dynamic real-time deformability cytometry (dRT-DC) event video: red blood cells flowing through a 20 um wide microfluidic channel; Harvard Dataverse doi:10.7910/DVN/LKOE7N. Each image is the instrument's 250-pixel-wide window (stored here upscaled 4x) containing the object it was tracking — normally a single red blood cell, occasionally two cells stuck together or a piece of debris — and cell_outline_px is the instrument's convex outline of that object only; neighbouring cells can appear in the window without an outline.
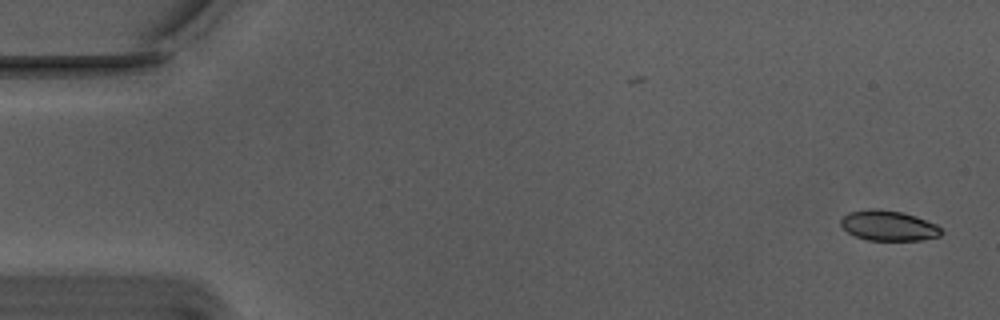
{"species": "Egyptian fruit bat (a non-hibernating species)", "species_latin": "Rousettus aegyptiacus", "temperature_condition": "warm", "stored_images_in_passage": 55, "segment_of_instrument_passage": [1, 2], "camera_frame_rate_fps": 3000, "um_per_image_px": 0.085, "animal": {"sex": "male"}, "frame": {"image": 1, "passage_image": 1, "time_ms": 0.0, "image_size_px": [1000, 320], "cell_outline_px": [[944, 232], [940, 236], [920, 240], [868, 240], [856, 236], [848, 232], [840, 224], [840, 220], [848, 212], [868, 208], [876, 208], [900, 212], [916, 216], [936, 224]], "centroid_in_image_um": [75.52, 19.17], "position_along_channel_um": 9.5, "area_um2": 17.69}}
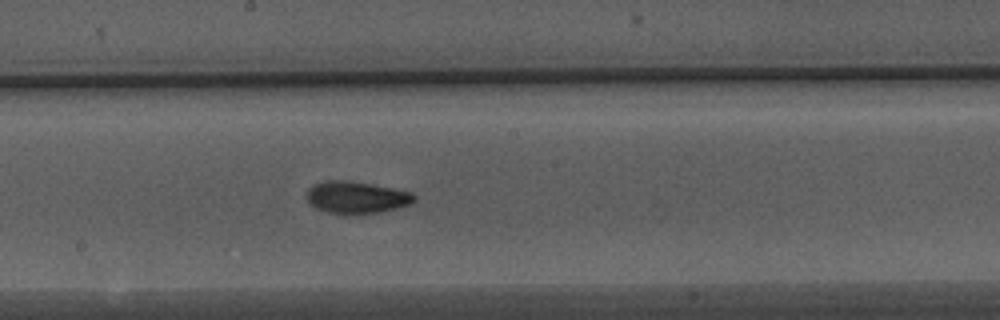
{"frame": {"image": 2, "passage_image": 29, "time_ms": 9.333, "image_size_px": [1000, 320], "cell_outline_px": [[416, 200], [400, 208], [376, 212], [344, 216], [328, 212], [316, 208], [308, 200], [308, 188], [312, 184], [324, 180], [348, 180], [372, 184], [412, 192], [416, 196]], "centroid_in_image_um": [30.29, 16.78], "position_along_channel_um": 217.9, "area_um2": 20.35}}
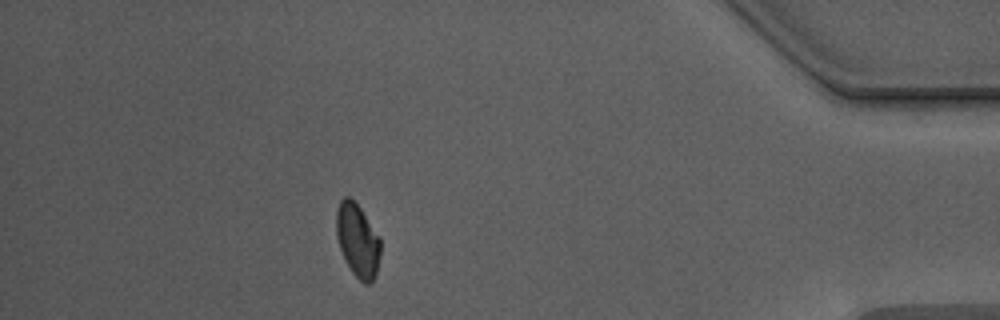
{"frame": {"image": 3, "passage_image": 48, "time_ms": 15.667, "image_size_px": [1000, 320], "cell_outline_px": [[380, 256], [376, 276], [372, 284], [364, 284], [352, 272], [340, 248], [336, 236], [336, 212], [340, 200], [344, 196], [348, 196], [360, 208], [380, 240]], "centroid_in_image_um": [30.39, 20.46], "position_along_channel_um": 404.8, "area_um2": 18.61}}